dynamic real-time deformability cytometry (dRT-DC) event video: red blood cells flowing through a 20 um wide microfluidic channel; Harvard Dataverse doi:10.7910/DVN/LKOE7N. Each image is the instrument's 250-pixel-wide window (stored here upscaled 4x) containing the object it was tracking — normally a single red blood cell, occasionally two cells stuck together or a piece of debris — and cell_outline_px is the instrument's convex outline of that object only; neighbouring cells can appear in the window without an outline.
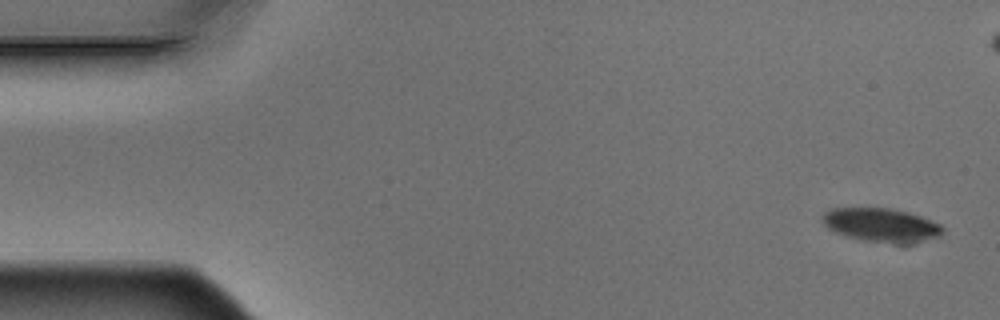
{"species": "Egyptian fruit bat (a non-hibernating species)", "species_latin": "Rousettus aegyptiacus", "temperature_condition": "warm", "stored_images_in_passage": 5, "camera_frame_rate_fps": 3000, "um_per_image_px": 0.085, "animal": {"sex": "male"}, "frame": {"image": 1, "passage_image": 1, "time_ms": 0.0, "image_size_px": [1000, 320], "cell_outline_px": [[944, 232], [940, 236], [908, 244], [892, 244], [864, 240], [848, 236], [836, 232], [828, 228], [820, 220], [824, 212], [832, 208], [888, 208], [908, 212], [920, 216], [940, 224], [944, 228]], "centroid_in_image_um": [74.92, 19.13], "position_along_channel_um": 10.1, "area_um2": 23.7}}